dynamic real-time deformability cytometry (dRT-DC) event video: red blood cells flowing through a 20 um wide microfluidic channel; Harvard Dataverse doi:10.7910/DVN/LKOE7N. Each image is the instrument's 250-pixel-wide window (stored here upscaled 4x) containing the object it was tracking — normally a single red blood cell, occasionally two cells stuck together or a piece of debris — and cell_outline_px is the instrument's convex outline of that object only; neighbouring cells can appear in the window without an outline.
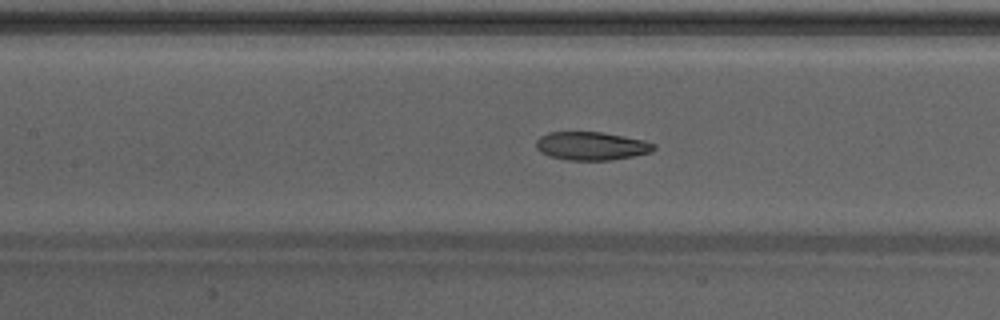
{"species": "Egyptian fruit bat (a non-hibernating species)", "species_latin": "Rousettus aegyptiacus", "temperature_condition": "warm", "stored_images_in_passage": 42, "camera_frame_rate_fps": 3000, "um_per_image_px": 0.085, "animal": {"sex": "male"}, "frame": {"image": 1, "passage_image": 16, "time_ms": 5.0, "image_size_px": [1000, 320], "cell_outline_px": [[656, 148], [652, 152], [612, 160], [568, 160], [548, 156], [540, 152], [536, 148], [536, 140], [540, 136], [548, 132], [600, 132], [644, 140], [656, 144]], "centroid_in_image_um": [50.26, 12.41], "position_along_channel_um": 157.1, "area_um2": 19.48}}
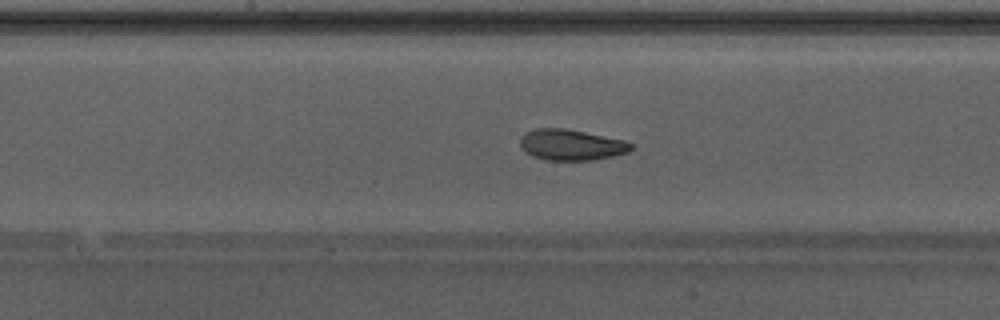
{"frame": {"image": 2, "passage_image": 19, "time_ms": 6.0, "image_size_px": [1000, 320], "cell_outline_px": [[632, 148], [628, 152], [612, 156], [592, 160], [544, 160], [532, 156], [520, 144], [520, 136], [536, 128], [564, 128], [624, 140], [632, 144]], "centroid_in_image_um": [48.55, 12.31], "position_along_channel_um": 199.7, "area_um2": 19.71}}
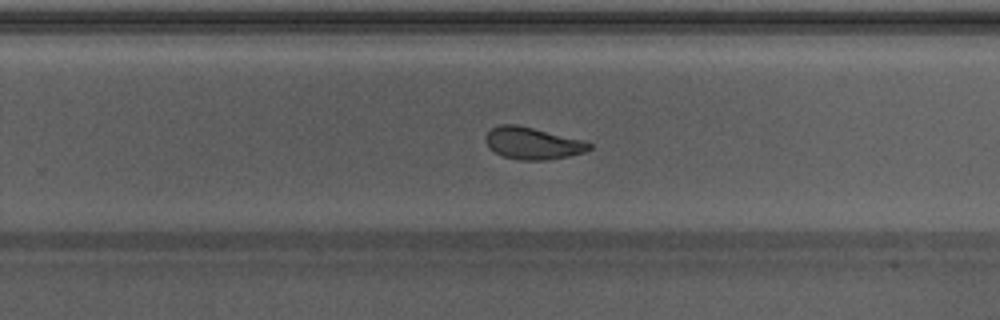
{"frame": {"image": 3, "passage_image": 25, "time_ms": 8.0, "image_size_px": [1000, 320], "cell_outline_px": [[592, 148], [584, 152], [568, 156], [548, 160], [520, 160], [504, 156], [488, 148], [484, 140], [484, 136], [492, 128], [500, 124], [516, 124], [584, 140], [592, 144]], "centroid_in_image_um": [45.26, 12.17], "position_along_channel_um": 284.5, "area_um2": 19.36}, "authors_computed_cell_mechanics": {"area_um2": 20.5768, "velocity_mm_per_s": 4.2664, "shape_relaxation_time_tau1_ms": 4.6774, "shape_relaxation_time_tau2_ms": 1.46, "deformation_change_tau1": 0.1574, "deformation_change_tau2": 0.0715}}